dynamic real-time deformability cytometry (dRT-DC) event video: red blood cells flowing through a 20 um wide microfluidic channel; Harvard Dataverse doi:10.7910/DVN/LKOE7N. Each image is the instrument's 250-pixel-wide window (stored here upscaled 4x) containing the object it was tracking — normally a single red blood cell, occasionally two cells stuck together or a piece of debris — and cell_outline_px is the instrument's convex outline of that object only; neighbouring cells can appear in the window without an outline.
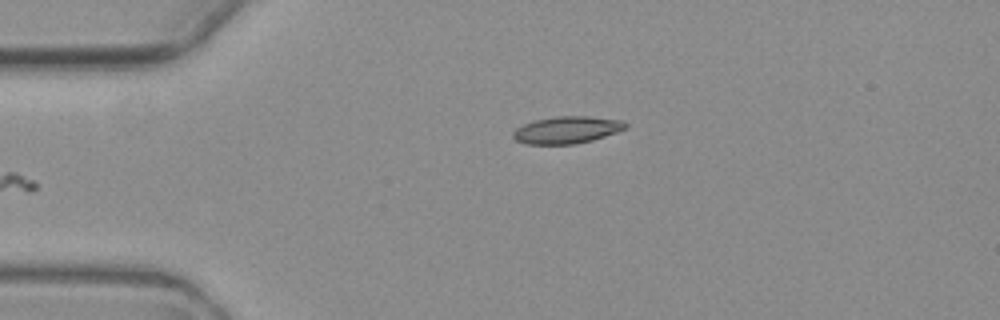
{"species": "common noctule bat (a hibernating species)", "species_latin": "Nyctalus noctula", "temperature_condition": "warm", "stored_images_in_passage": 4, "camera_frame_rate_fps": 3000, "um_per_image_px": 0.085, "animal": {"sex": "female", "body_mass_g": 19.3, "forearm_length_mm": 54.1}, "frame": {"image": 1, "passage_image": 4, "time_ms": 5.0, "image_size_px": [1000, 320], "cell_outline_px": [[628, 128], [592, 140], [576, 144], [524, 144], [516, 140], [512, 136], [512, 132], [516, 128], [524, 124], [536, 120], [556, 116], [588, 116], [624, 120], [628, 124]], "centroid_in_image_um": [48.2, 11.04], "position_along_channel_um": 36.8, "area_um2": 17.86}}